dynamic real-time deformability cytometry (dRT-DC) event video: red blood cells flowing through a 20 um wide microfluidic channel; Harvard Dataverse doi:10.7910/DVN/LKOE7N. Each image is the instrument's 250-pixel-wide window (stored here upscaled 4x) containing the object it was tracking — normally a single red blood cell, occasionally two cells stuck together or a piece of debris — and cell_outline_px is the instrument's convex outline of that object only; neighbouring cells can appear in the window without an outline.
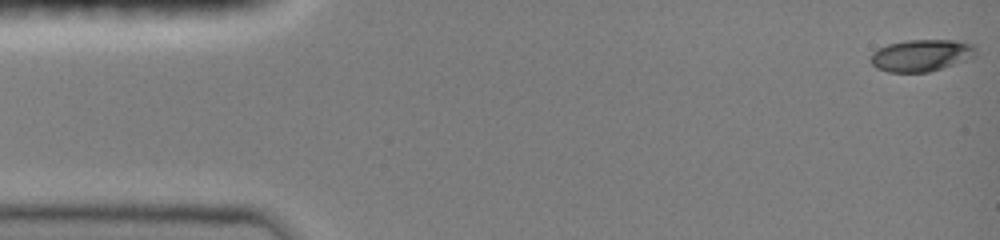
{"species": "common noctule bat (a hibernating species)", "species_latin": "Nyctalus noctula", "temperature_condition": "room temperature", "stored_images_in_passage": 21, "camera_frame_rate_fps": 3000, "um_per_image_px": 0.085, "animal": {"sex": "female", "body_mass_g": 19.0, "forearm_length_mm": 51.5}, "frame": {"image": 1, "passage_image": 1, "time_ms": 0.0, "image_size_px": [1000, 240], "cell_outline_px": [[976, 56], [928, 72], [888, 72], [876, 68], [872, 64], [868, 56], [872, 52], [888, 44], [908, 40], [956, 40], [972, 44], [976, 48]], "centroid_in_image_um": [78.27, 4.7], "position_along_channel_um": 6.7, "area_um2": 19.48}}
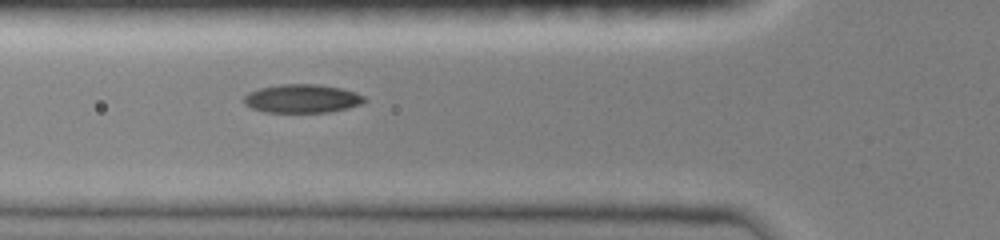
{"frame": {"image": 2, "passage_image": 15, "time_ms": 5.333, "image_size_px": [1000, 240], "cell_outline_px": [[368, 100], [360, 104], [348, 108], [328, 112], [264, 112], [252, 108], [244, 104], [244, 96], [248, 92], [260, 88], [280, 84], [316, 84], [340, 88], [356, 92], [364, 96]], "centroid_in_image_um": [25.68, 8.38], "position_along_channel_um": 100.1, "area_um2": 20.06}}
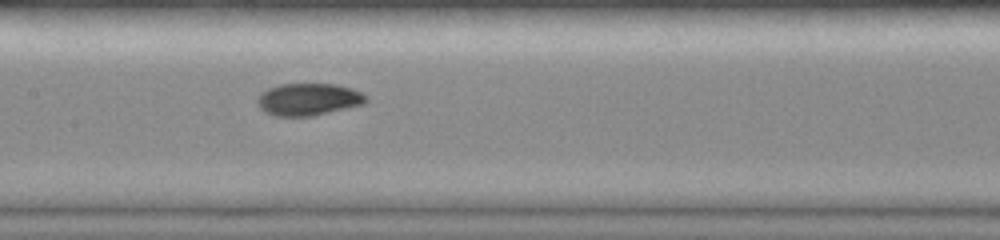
{"frame": {"image": 3, "passage_image": 21, "time_ms": 7.333, "image_size_px": [1000, 240], "cell_outline_px": [[368, 100], [364, 104], [312, 116], [276, 116], [264, 112], [256, 104], [256, 100], [260, 92], [268, 88], [280, 84], [332, 84], [352, 88], [368, 96]], "centroid_in_image_um": [26.19, 8.45], "position_along_channel_um": 181.2, "area_um2": 20.52}}